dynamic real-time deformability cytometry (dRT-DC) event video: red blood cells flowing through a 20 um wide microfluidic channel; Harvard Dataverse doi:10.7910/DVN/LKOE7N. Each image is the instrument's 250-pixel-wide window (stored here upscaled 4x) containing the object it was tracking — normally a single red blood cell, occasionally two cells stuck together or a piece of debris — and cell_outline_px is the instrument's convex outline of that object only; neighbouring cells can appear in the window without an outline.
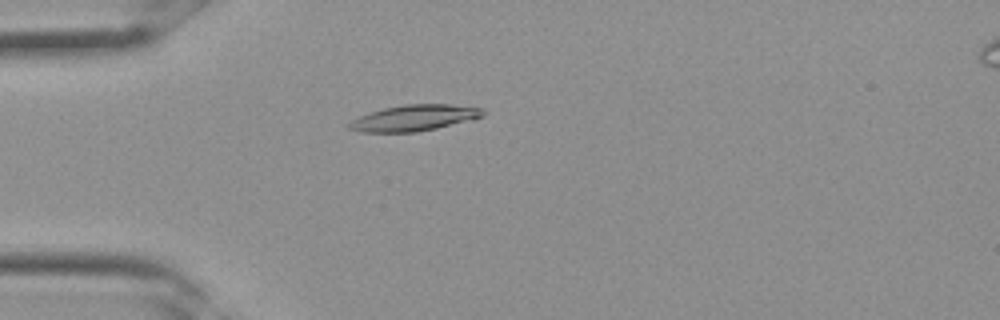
{"species": "Egyptian fruit bat (a non-hibernating species)", "species_latin": "Rousettus aegyptiacus", "temperature_condition": "room temperature", "stored_images_in_passage": 31, "camera_frame_rate_fps": 3000, "um_per_image_px": 0.085, "frame": {"image": 1, "passage_image": 7, "time_ms": 2.0, "image_size_px": [1000, 320], "cell_outline_px": [[488, 112], [484, 116], [476, 120], [416, 132], [360, 132], [348, 128], [348, 124], [352, 120], [360, 116], [384, 108], [404, 104], [448, 104], [484, 108]], "centroid_in_image_um": [35.31, 10.02], "position_along_channel_um": 49.7, "area_um2": 20.52}}
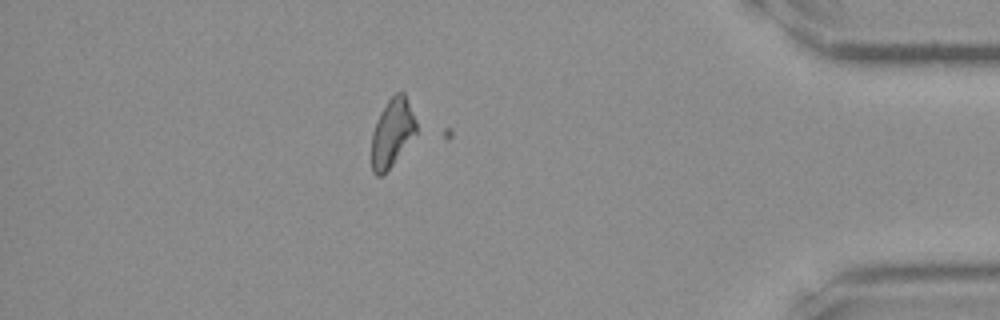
{"frame": {"image": 2, "passage_image": 27, "time_ms": 8.667, "image_size_px": [1000, 320], "cell_outline_px": [[416, 132], [392, 164], [380, 176], [376, 176], [372, 172], [372, 132], [380, 112], [388, 100], [396, 92], [404, 92], [416, 120]], "centroid_in_image_um": [33.31, 11.25], "position_along_channel_um": 401.9, "area_um2": 17.28}}